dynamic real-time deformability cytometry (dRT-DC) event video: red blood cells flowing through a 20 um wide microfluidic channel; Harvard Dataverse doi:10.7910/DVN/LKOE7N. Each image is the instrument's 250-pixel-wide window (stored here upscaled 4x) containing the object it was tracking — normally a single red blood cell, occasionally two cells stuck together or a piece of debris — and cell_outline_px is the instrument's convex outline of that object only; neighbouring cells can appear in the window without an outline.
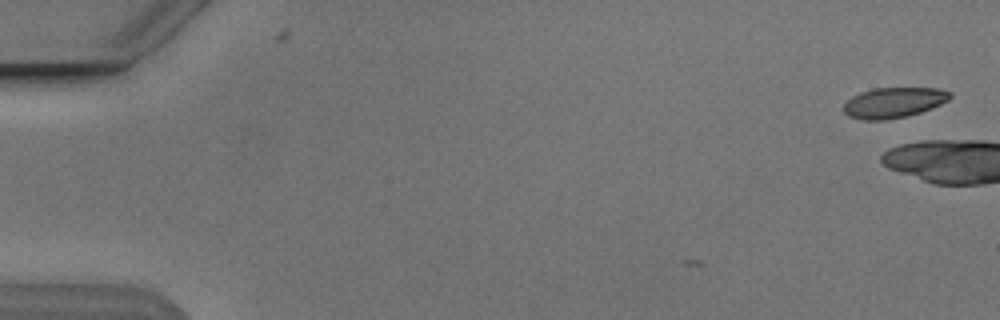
{"species": "Egyptian fruit bat (a non-hibernating species)", "species_latin": "Rousettus aegyptiacus", "temperature_condition": "cold", "stored_images_in_passage": 3, "camera_frame_rate_fps": 3000, "um_per_image_px": 0.085, "animal": {"sex": "male"}, "frame": {"image": 1, "passage_image": 1, "time_ms": 0.0, "image_size_px": [1000, 320], "cell_outline_px": [[952, 96], [948, 100], [932, 108], [908, 116], [884, 120], [864, 120], [848, 116], [844, 112], [844, 104], [852, 96], [860, 92], [872, 88], [936, 88], [952, 92]], "centroid_in_image_um": [75.96, 8.72], "position_along_channel_um": 9.0, "area_um2": 18.9}}